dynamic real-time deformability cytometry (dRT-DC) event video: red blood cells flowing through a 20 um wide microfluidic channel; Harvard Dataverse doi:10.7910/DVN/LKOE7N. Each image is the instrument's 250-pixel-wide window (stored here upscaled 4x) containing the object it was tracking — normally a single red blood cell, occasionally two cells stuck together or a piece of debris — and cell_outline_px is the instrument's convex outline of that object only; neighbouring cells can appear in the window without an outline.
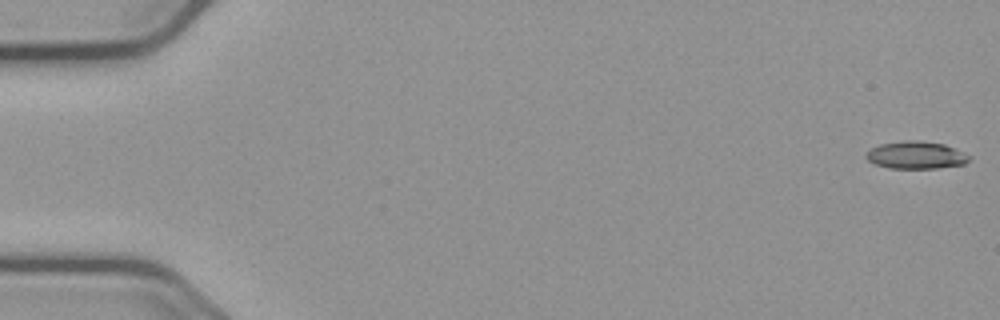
{"species": "common noctule bat (a hibernating species)", "species_latin": "Nyctalus noctula", "temperature_condition": "cold", "stored_images_in_passage": 56, "camera_frame_rate_fps": 3000, "um_per_image_px": 0.085, "animal": {"sex": "male", "body_mass_g": 23.1, "forearm_length_mm": 52.7}, "frame": {"image": 1, "passage_image": 1, "time_ms": 0.0, "image_size_px": [1000, 320], "cell_outline_px": [[972, 156], [964, 164], [936, 168], [888, 168], [876, 164], [868, 160], [864, 156], [872, 148], [880, 144], [904, 140], [920, 140], [944, 144], [956, 148]], "centroid_in_image_um": [77.88, 13.17], "position_along_channel_um": 7.1, "area_um2": 16.53}}
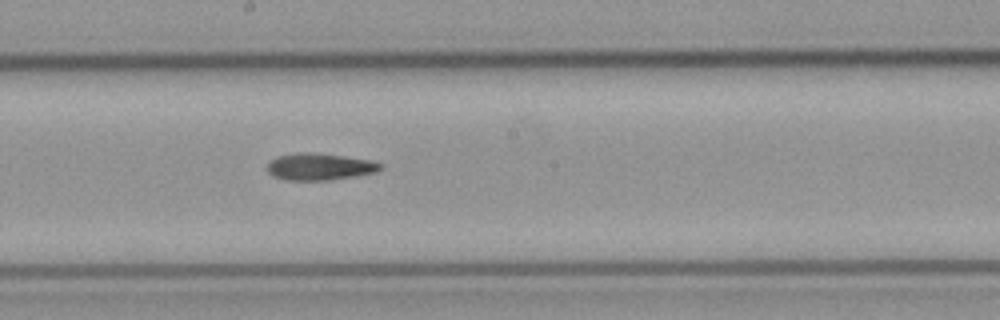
{"frame": {"image": 2, "passage_image": 31, "time_ms": 10.0, "image_size_px": [1000, 320], "cell_outline_px": [[384, 168], [376, 172], [328, 180], [288, 180], [272, 176], [268, 172], [268, 164], [276, 156], [300, 152], [312, 152], [344, 156], [372, 160], [384, 164]], "centroid_in_image_um": [27.2, 14.16], "position_along_channel_um": 221.0, "area_um2": 17.74}}
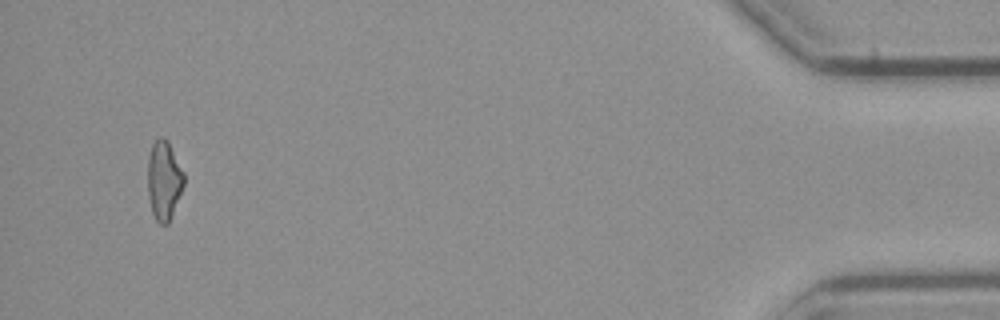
{"frame": {"image": 3, "passage_image": 54, "time_ms": 17.667, "image_size_px": [1000, 320], "cell_outline_px": [[184, 184], [172, 216], [168, 224], [160, 224], [156, 220], [152, 212], [148, 196], [148, 156], [152, 144], [160, 136], [164, 136], [168, 140], [184, 172]], "centroid_in_image_um": [13.94, 15.31], "position_along_channel_um": 421.3, "area_um2": 16.82}}